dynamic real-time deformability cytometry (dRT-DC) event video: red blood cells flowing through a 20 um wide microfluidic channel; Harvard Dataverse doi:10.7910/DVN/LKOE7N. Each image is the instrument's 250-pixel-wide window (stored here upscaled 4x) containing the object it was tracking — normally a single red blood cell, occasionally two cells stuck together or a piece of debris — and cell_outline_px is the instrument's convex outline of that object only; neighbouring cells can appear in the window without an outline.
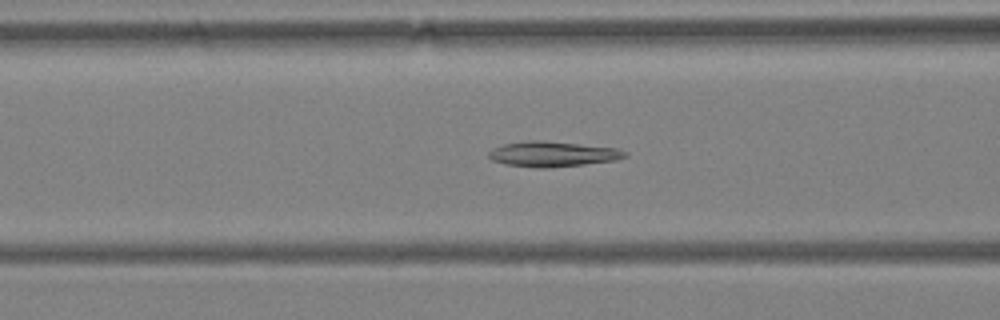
{"species": "Egyptian fruit bat (a non-hibernating species)", "species_latin": "Rousettus aegyptiacus", "temperature_condition": "warm", "stored_images_in_passage": 55, "camera_frame_rate_fps": 3000, "um_per_image_px": 0.085, "animal": {"sex": "female"}, "frame": {"image": 1, "passage_image": 23, "time_ms": 7.333, "image_size_px": [1000, 320], "cell_outline_px": [[628, 156], [616, 160], [584, 164], [548, 168], [536, 168], [504, 164], [492, 160], [488, 156], [488, 152], [492, 148], [504, 144], [528, 140], [540, 140], [616, 148], [628, 152]], "centroid_in_image_um": [46.95, 13.1], "position_along_channel_um": 119.6, "area_um2": 20.06}}
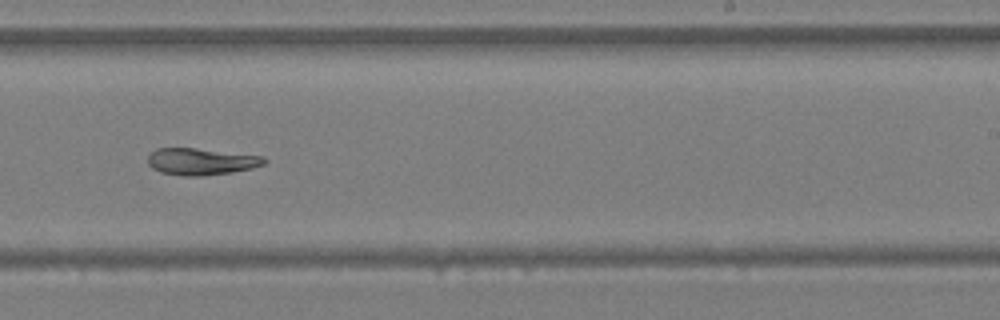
{"frame": {"image": 2, "passage_image": 35, "time_ms": 11.333, "image_size_px": [1000, 320], "cell_outline_px": [[268, 160], [264, 164], [252, 168], [232, 172], [204, 176], [184, 176], [160, 172], [152, 168], [148, 164], [148, 156], [156, 148], [196, 148], [264, 156]], "centroid_in_image_um": [17.1, 13.73], "position_along_channel_um": 271.9, "area_um2": 18.26}}
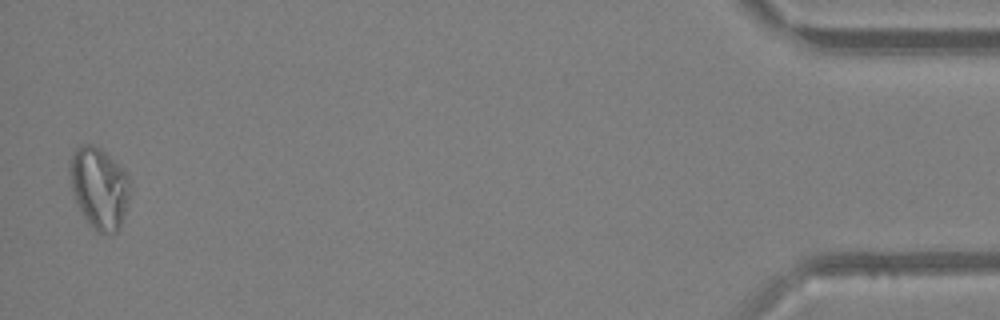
{"frame": {"image": 3, "passage_image": 54, "time_ms": 17.667, "image_size_px": [1000, 320], "cell_outline_px": [[128, 200], [120, 224], [116, 232], [96, 232], [88, 224], [72, 192], [68, 172], [68, 160], [72, 152], [80, 144], [92, 144], [100, 148], [128, 176]], "centroid_in_image_um": [8.35, 15.94], "position_along_channel_um": 426.8, "area_um2": 28.09}}